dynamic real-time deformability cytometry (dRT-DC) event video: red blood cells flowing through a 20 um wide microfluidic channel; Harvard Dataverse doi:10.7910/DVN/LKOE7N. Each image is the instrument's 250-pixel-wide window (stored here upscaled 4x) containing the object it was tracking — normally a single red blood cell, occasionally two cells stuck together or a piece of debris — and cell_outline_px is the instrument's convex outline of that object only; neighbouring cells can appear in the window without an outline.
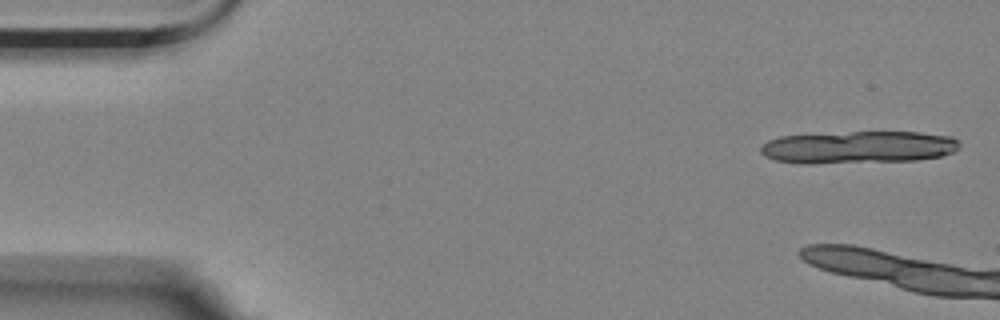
{"species": "Egyptian fruit bat (a non-hibernating species)", "species_latin": "Rousettus aegyptiacus", "temperature_condition": "room temperature", "stored_images_in_passage": 8, "camera_frame_rate_fps": 3000, "um_per_image_px": 0.085, "animal": {"sex": "female"}, "frame": {"image": 1, "passage_image": 2, "time_ms": 0.333, "image_size_px": [1000, 320], "cell_outline_px": [[960, 148], [952, 152], [940, 156], [916, 160], [808, 164], [804, 164], [776, 160], [764, 156], [760, 152], [760, 148], [768, 140], [780, 136], [852, 132], [920, 132], [952, 136], [960, 144]], "centroid_in_image_um": [72.96, 12.52], "position_along_channel_um": 12.0, "area_um2": 37.57}}